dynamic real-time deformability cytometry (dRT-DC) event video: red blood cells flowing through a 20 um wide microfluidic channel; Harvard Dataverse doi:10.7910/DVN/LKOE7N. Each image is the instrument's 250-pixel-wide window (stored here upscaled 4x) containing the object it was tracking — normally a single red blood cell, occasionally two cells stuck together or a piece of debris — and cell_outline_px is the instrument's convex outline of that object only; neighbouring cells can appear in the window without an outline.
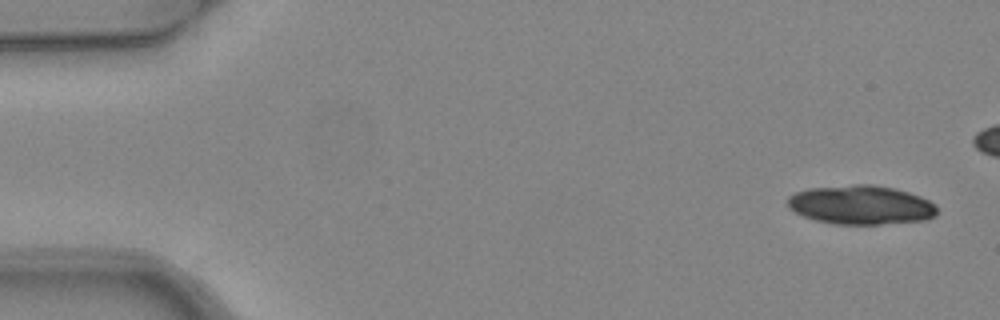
{"species": "common noctule bat (a hibernating species)", "species_latin": "Nyctalus noctula", "temperature_condition": "warm", "stored_images_in_passage": 2, "camera_frame_rate_fps": 3000, "um_per_image_px": 0.085, "animal": {"sex": "female", "body_mass_g": 24.6, "forearm_length_mm": 56.2}, "frame": {"image": 1, "passage_image": 2, "time_ms": 0.333, "image_size_px": [1000, 320], "cell_outline_px": [[936, 216], [924, 220], [880, 224], [832, 224], [816, 220], [804, 216], [788, 208], [788, 196], [796, 192], [808, 188], [852, 184], [872, 184], [896, 188], [920, 196], [936, 204]], "centroid_in_image_um": [73.18, 17.41], "position_along_channel_um": 11.8, "area_um2": 34.16}}